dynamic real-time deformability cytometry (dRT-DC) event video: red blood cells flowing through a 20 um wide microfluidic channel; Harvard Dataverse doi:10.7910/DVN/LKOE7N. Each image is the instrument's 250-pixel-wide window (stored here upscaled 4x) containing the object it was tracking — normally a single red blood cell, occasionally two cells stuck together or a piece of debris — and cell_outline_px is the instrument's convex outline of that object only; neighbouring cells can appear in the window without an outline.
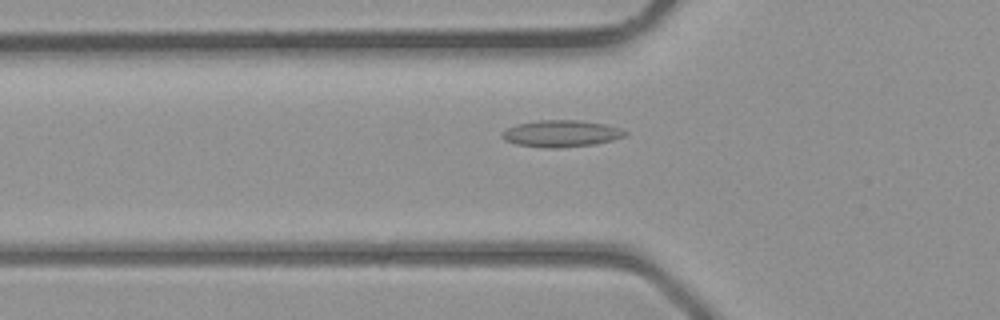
{"species": "common noctule bat (a hibernating species)", "species_latin": "Nyctalus noctula", "temperature_condition": "room temperature", "stored_images_in_passage": 39, "camera_frame_rate_fps": 3000, "um_per_image_px": 0.085, "animal": {"sex": "male", "body_mass_g": 23.1, "forearm_length_mm": 52.7}, "frame": {"image": 1, "passage_image": 11, "time_ms": 3.333, "image_size_px": [1000, 320], "cell_outline_px": [[628, 132], [624, 136], [612, 140], [596, 144], [560, 148], [544, 148], [516, 144], [504, 140], [500, 136], [500, 132], [516, 124], [536, 120], [580, 120], [604, 124], [620, 128]], "centroid_in_image_um": [47.66, 11.35], "position_along_channel_um": 78.1, "area_um2": 19.36}}
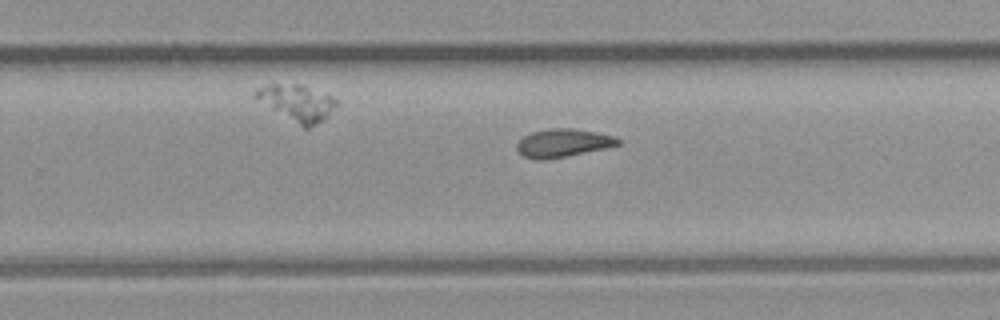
{"frame": {"image": 2, "passage_image": 23, "time_ms": 7.333, "image_size_px": [1000, 320], "cell_outline_px": [[620, 144], [604, 148], [544, 160], [536, 160], [524, 156], [516, 148], [516, 144], [524, 136], [532, 132], [552, 128], [572, 128], [612, 136], [620, 140]], "centroid_in_image_um": [47.8, 12.15], "position_along_channel_um": 282.0, "area_um2": 16.13}}
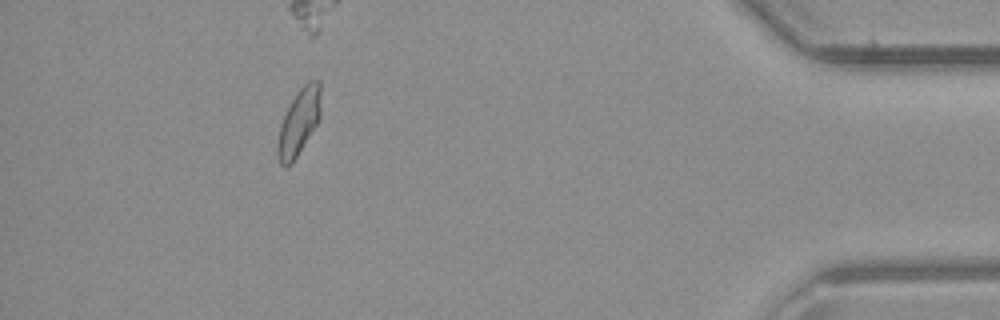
{"frame": {"image": 3, "passage_image": 34, "time_ms": 11.0, "image_size_px": [1000, 320], "cell_outline_px": [[320, 120], [292, 164], [284, 168], [280, 164], [276, 152], [276, 144], [280, 124], [296, 92], [308, 80], [320, 80]], "centroid_in_image_um": [25.39, 10.41], "position_along_channel_um": 409.8, "area_um2": 16.94}}